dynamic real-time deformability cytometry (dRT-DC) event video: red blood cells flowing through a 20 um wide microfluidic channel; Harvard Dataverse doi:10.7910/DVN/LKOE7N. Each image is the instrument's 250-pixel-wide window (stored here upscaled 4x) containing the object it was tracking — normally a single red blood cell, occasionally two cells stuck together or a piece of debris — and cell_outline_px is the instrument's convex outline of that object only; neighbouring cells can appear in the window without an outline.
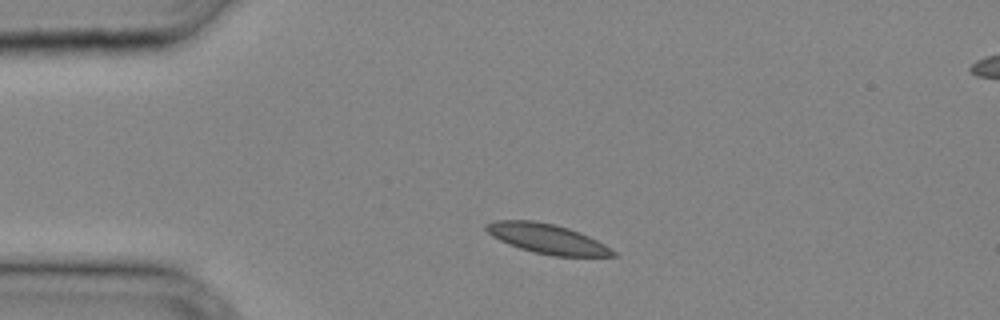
{"species": "common noctule bat (a hibernating species)", "species_latin": "Nyctalus noctula", "temperature_condition": "cold", "stored_images_in_passage": 30, "camera_frame_rate_fps": 3000, "um_per_image_px": 0.085, "animal": {"sex": "male", "body_mass_g": 20.4}, "frame": {"image": 1, "passage_image": 3, "time_ms": 0.667, "image_size_px": [1000, 320], "cell_outline_px": [[616, 256], [552, 256], [532, 252], [508, 244], [492, 236], [484, 228], [484, 224], [496, 220], [532, 220], [556, 224], [580, 232], [604, 244], [616, 252]], "centroid_in_image_um": [46.48, 20.28], "position_along_channel_um": 38.5, "area_um2": 21.96}}
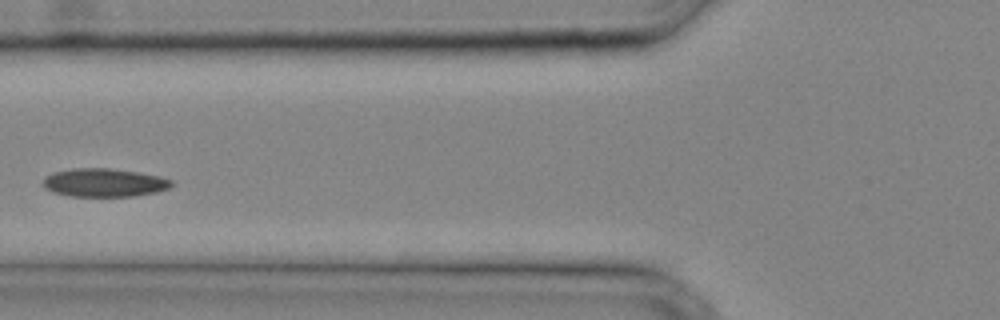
{"frame": {"image": 2, "passage_image": 9, "time_ms": 2.667, "image_size_px": [1000, 320], "cell_outline_px": [[172, 184], [168, 188], [156, 192], [132, 196], [72, 196], [52, 192], [44, 188], [44, 176], [52, 172], [72, 168], [108, 168], [136, 172], [160, 176], [172, 180]], "centroid_in_image_um": [8.81, 15.52], "position_along_channel_um": 117.0, "area_um2": 21.15}}
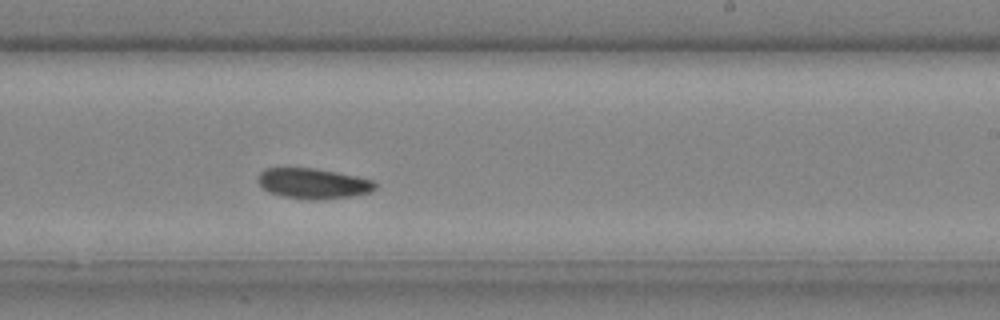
{"frame": {"image": 3, "passage_image": 17, "time_ms": 5.333, "image_size_px": [1000, 320], "cell_outline_px": [[376, 188], [372, 192], [352, 196], [320, 200], [308, 200], [284, 196], [268, 192], [256, 180], [260, 172], [264, 168], [316, 168], [356, 176], [372, 180], [376, 184]], "centroid_in_image_um": [26.62, 15.6], "position_along_channel_um": 262.4, "area_um2": 20.87}}